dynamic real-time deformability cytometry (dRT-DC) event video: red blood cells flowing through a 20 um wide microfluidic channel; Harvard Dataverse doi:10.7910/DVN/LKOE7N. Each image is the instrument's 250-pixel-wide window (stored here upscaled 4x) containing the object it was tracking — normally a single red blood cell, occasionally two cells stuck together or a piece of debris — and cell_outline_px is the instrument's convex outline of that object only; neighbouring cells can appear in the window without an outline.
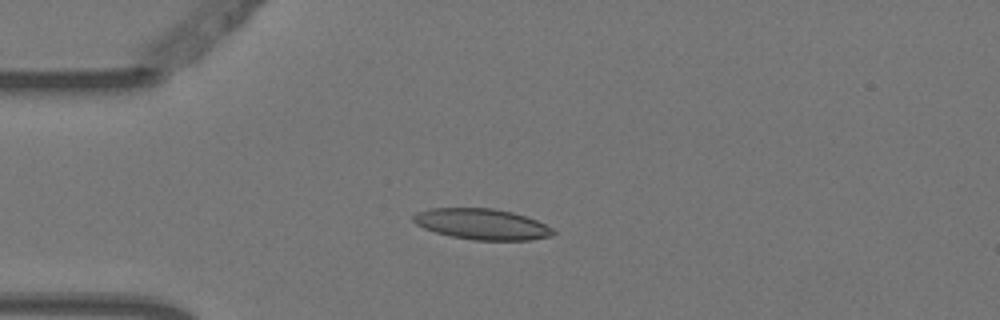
{"species": "Egyptian fruit bat (a non-hibernating species)", "species_latin": "Rousettus aegyptiacus", "temperature_condition": "warm", "stored_images_in_passage": 9, "camera_frame_rate_fps": 3000, "um_per_image_px": 0.085, "animal": {"sex": "female"}, "frame": {"image": 1, "passage_image": 4, "time_ms": 1.0, "image_size_px": [1000, 320], "cell_outline_px": [[556, 232], [552, 236], [528, 240], [472, 240], [452, 236], [436, 232], [424, 228], [416, 224], [412, 220], [412, 216], [416, 212], [428, 208], [492, 208], [512, 212], [536, 220], [552, 228]], "centroid_in_image_um": [40.94, 19.05], "position_along_channel_um": 44.1, "area_um2": 25.09}}
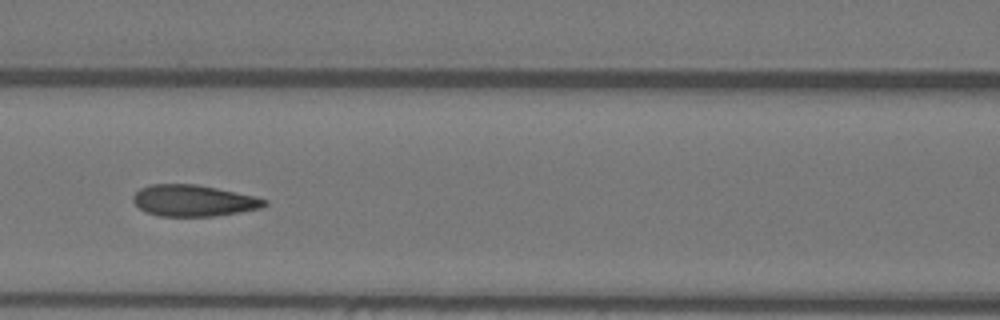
{"frame": {"image": 2, "passage_image": 7, "time_ms": 2.0, "image_size_px": [1000, 320], "cell_outline_px": [[268, 204], [260, 208], [240, 212], [216, 216], [160, 216], [148, 212], [140, 208], [132, 200], [132, 196], [140, 188], [152, 184], [196, 184], [216, 188], [252, 196], [268, 200]], "centroid_in_image_um": [16.44, 17.05], "position_along_channel_um": 150.2, "area_um2": 23.81}}
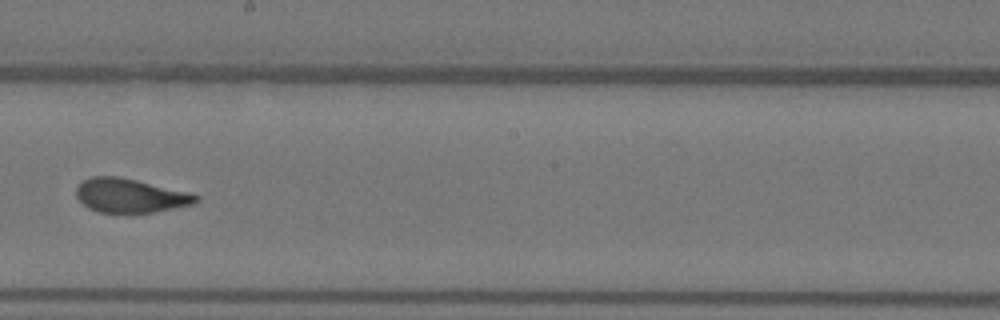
{"frame": {"image": 3, "passage_image": 9, "time_ms": 2.667, "image_size_px": [1000, 320], "cell_outline_px": [[200, 200], [196, 204], [152, 212], [128, 216], [100, 212], [88, 208], [76, 196], [76, 188], [84, 180], [92, 176], [120, 176], [188, 192], [200, 196]], "centroid_in_image_um": [11.08, 16.66], "position_along_channel_um": 237.1, "area_um2": 24.33}}